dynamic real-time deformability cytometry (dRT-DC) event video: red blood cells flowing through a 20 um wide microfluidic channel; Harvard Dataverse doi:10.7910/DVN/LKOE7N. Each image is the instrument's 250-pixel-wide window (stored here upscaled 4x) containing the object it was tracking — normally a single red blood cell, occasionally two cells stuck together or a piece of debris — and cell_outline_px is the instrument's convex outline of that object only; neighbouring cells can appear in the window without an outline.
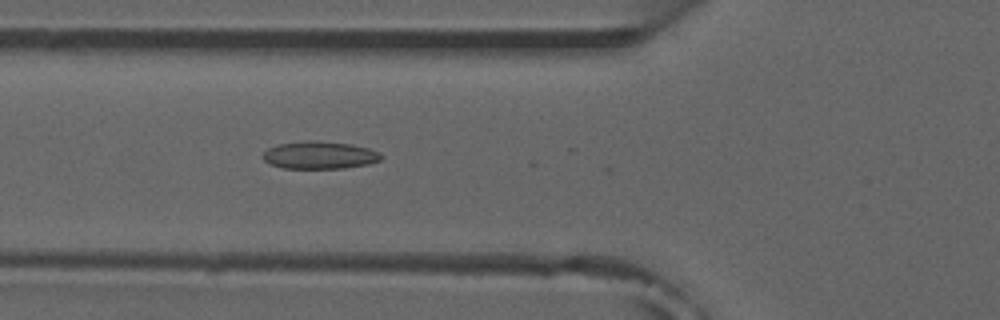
{"species": "common noctule bat (a hibernating species)", "species_latin": "Nyctalus noctula", "temperature_condition": "room temperature", "stored_images_in_passage": 4, "camera_frame_rate_fps": 3000, "um_per_image_px": 0.085, "animal": {"sex": "male", "forearm_length_mm": 52.5}, "frame": {"image": 1, "passage_image": 4, "time_ms": 4.333, "image_size_px": [1000, 320], "cell_outline_px": [[384, 156], [380, 160], [368, 164], [344, 168], [284, 168], [268, 164], [260, 156], [268, 148], [276, 144], [308, 140], [316, 140], [352, 144], [368, 148], [380, 152]], "centroid_in_image_um": [27.14, 13.18], "position_along_channel_um": 98.7, "area_um2": 19.25}}